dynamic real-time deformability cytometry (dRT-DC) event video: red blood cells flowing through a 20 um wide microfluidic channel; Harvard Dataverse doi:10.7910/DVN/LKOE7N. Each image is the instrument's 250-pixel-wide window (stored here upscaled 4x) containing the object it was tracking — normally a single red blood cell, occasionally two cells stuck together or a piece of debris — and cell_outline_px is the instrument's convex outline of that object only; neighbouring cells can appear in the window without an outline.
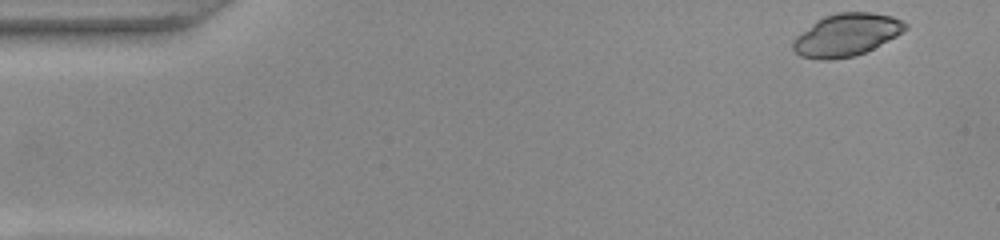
{"species": "common noctule bat (a hibernating species)", "species_latin": "Nyctalus noctula", "temperature_condition": "warm", "stored_images_in_passage": 50, "camera_frame_rate_fps": 3000, "um_per_image_px": 0.085, "animal": {"sex": "female", "body_mass_g": 22.0, "forearm_length_mm": 56.7}, "frame": {"image": 1, "passage_image": 1, "time_ms": 0.0, "image_size_px": [1000, 240], "cell_outline_px": [[908, 28], [896, 36], [856, 56], [828, 60], [820, 60], [800, 56], [792, 48], [792, 40], [796, 36], [816, 20], [824, 16], [840, 12], [872, 12], [892, 16], [904, 20], [908, 24]], "centroid_in_image_um": [71.94, 2.96], "position_along_channel_um": 13.1, "area_um2": 27.86}}